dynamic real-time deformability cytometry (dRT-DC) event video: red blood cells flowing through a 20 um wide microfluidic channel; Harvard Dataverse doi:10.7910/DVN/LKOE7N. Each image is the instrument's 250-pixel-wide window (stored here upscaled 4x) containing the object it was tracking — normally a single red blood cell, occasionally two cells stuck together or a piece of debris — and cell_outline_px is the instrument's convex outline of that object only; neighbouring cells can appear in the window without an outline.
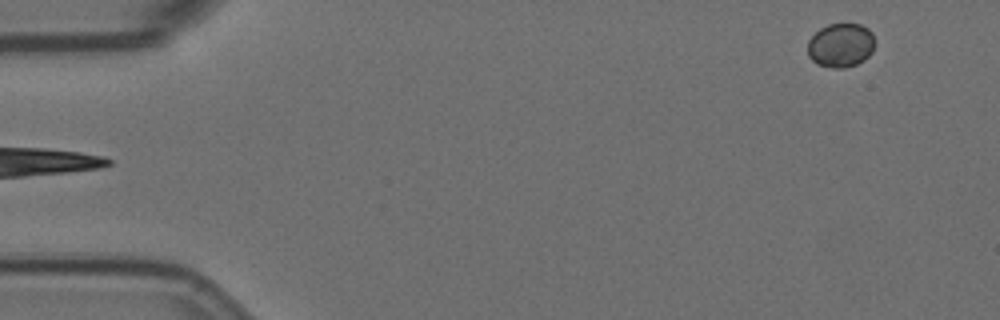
{"species": "Egyptian fruit bat (a non-hibernating species)", "species_latin": "Rousettus aegyptiacus", "temperature_condition": "room temperature", "stored_images_in_passage": 5, "segment_of_instrument_passage": [2, 2], "camera_frame_rate_fps": 3000, "um_per_image_px": 0.085, "animal": {"sex": "female"}, "frame": {"image": 1, "passage_image": 5, "time_ms": 1.333, "image_size_px": [1000, 320], "cell_outline_px": [[872, 52], [864, 60], [856, 64], [844, 68], [832, 68], [816, 64], [808, 56], [808, 40], [820, 28], [828, 24], [860, 24], [868, 28], [872, 32]], "centroid_in_image_um": [71.43, 3.85], "position_along_channel_um": 13.6, "area_um2": 17.17}}